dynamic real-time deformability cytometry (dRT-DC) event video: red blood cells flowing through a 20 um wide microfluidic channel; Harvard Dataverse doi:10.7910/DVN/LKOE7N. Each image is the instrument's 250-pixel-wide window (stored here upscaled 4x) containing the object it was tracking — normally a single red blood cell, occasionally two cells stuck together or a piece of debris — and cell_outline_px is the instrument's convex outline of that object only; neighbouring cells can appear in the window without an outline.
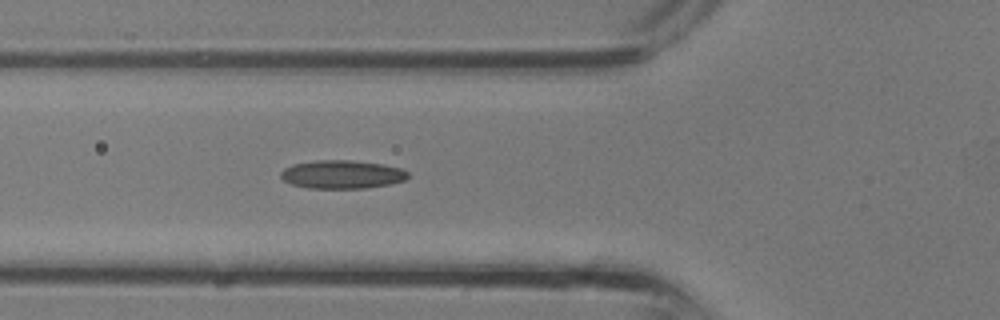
{"species": "common noctule bat (a hibernating species)", "species_latin": "Nyctalus noctula", "temperature_condition": "room temperature", "stored_images_in_passage": 28, "camera_frame_rate_fps": 3000, "um_per_image_px": 0.085, "animal": {"sex": "male", "body_mass_g": 13.3}, "frame": {"image": 1, "passage_image": 12, "time_ms": 3.667, "image_size_px": [1000, 320], "cell_outline_px": [[408, 176], [404, 180], [388, 184], [364, 188], [308, 188], [292, 184], [284, 180], [280, 176], [280, 172], [284, 168], [292, 164], [316, 160], [352, 160], [384, 164], [400, 168], [408, 172]], "centroid_in_image_um": [29.04, 14.81], "position_along_channel_um": 96.8, "area_um2": 20.98}}
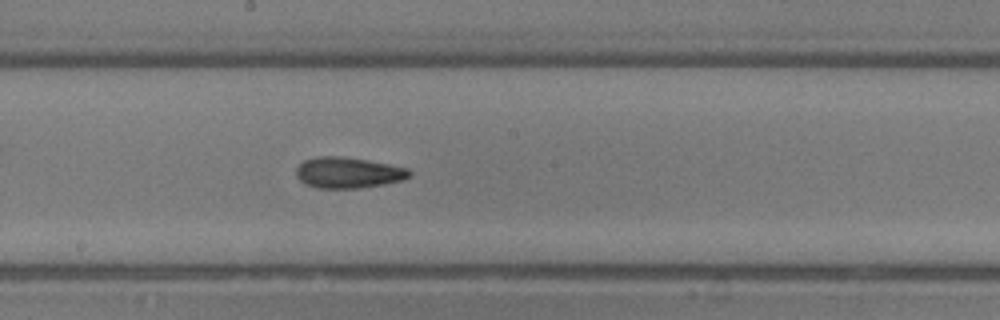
{"frame": {"image": 2, "passage_image": 18, "time_ms": 5.667, "image_size_px": [1000, 320], "cell_outline_px": [[412, 176], [404, 180], [384, 184], [360, 188], [316, 188], [304, 184], [296, 176], [296, 168], [304, 160], [316, 156], [340, 156], [368, 160], [408, 168], [412, 172]], "centroid_in_image_um": [29.6, 14.68], "position_along_channel_um": 218.6, "area_um2": 20.63}}
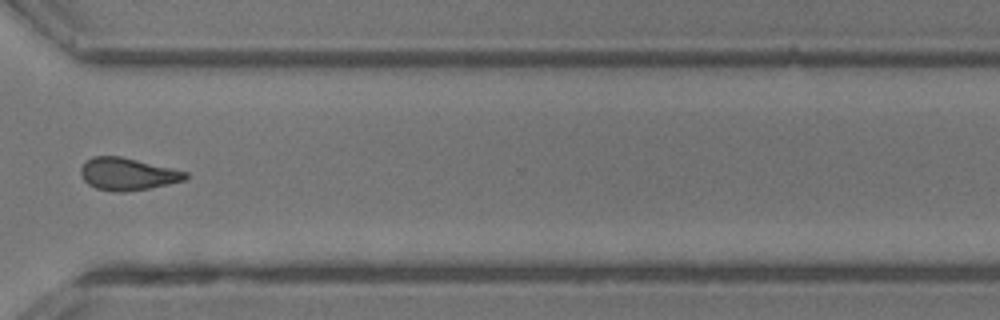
{"frame": {"image": 3, "passage_image": 25, "time_ms": 8.0, "image_size_px": [1000, 320], "cell_outline_px": [[188, 176], [184, 180], [168, 184], [148, 188], [124, 192], [116, 192], [96, 188], [88, 184], [84, 180], [80, 172], [80, 168], [92, 156], [120, 156], [188, 172]], "centroid_in_image_um": [10.83, 14.79], "position_along_channel_um": 359.8, "area_um2": 19.48}}